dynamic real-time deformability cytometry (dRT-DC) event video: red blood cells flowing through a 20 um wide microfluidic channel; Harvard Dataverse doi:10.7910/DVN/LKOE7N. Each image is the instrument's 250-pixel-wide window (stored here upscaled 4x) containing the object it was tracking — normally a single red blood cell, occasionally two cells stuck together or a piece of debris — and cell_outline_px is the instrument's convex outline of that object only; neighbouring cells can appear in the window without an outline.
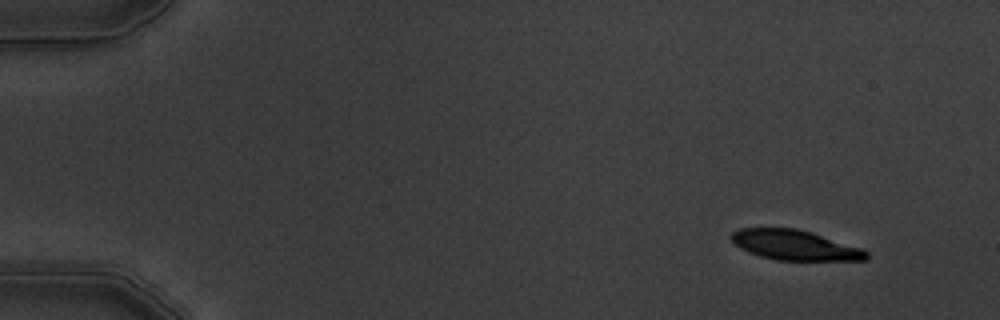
{"species": "common noctule bat (a hibernating species)", "species_latin": "Nyctalus noctula", "temperature_condition": "warm", "stored_images_in_passage": 10, "camera_frame_rate_fps": 3000, "um_per_image_px": 0.085, "animal": {"sex": "male", "body_mass_g": 19.5, "forearm_length_mm": 54.6}, "frame": {"image": 1, "passage_image": 1, "time_ms": 0.0, "image_size_px": [1000, 320], "cell_outline_px": [[868, 260], [776, 260], [760, 256], [748, 252], [740, 248], [728, 236], [732, 232], [740, 228], [796, 228], [812, 232], [864, 248], [868, 252]], "centroid_in_image_um": [67.58, 20.83], "position_along_channel_um": 17.4, "area_um2": 23.81}}
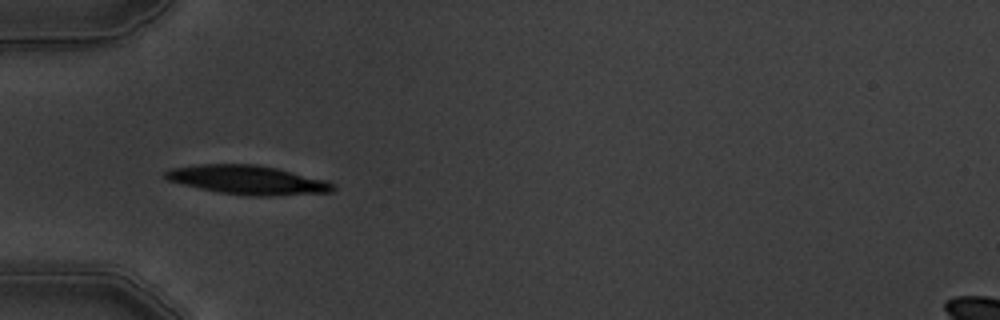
{"frame": {"image": 2, "passage_image": 5, "time_ms": 4.333, "image_size_px": [1000, 320], "cell_outline_px": [[336, 188], [332, 192], [268, 196], [248, 196], [220, 192], [200, 188], [168, 180], [164, 176], [164, 172], [168, 168], [196, 164], [256, 164], [276, 168], [328, 180], [336, 184]], "centroid_in_image_um": [21.08, 15.29], "position_along_channel_um": 63.9, "area_um2": 28.44}}